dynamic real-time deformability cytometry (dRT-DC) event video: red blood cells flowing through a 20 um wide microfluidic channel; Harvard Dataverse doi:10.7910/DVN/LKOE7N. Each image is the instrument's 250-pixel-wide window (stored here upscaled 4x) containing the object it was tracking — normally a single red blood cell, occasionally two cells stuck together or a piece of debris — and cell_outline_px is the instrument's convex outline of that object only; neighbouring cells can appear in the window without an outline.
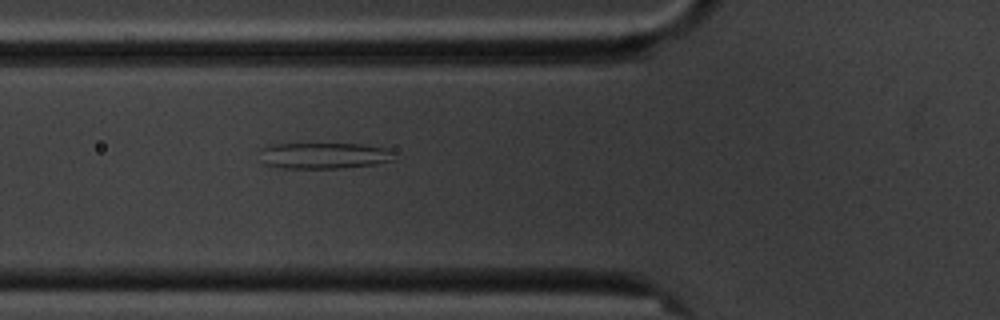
{"species": "common noctule bat (a hibernating species)", "species_latin": "Nyctalus noctula", "temperature_condition": "cold", "stored_images_in_passage": 4, "camera_frame_rate_fps": 3000, "um_per_image_px": 0.085, "animal": {"sex": "male", "body_mass_g": 20.1, "forearm_length_mm": 53.5}, "frame": {"image": 1, "passage_image": 4, "time_ms": 3.667, "image_size_px": [1000, 320], "cell_outline_px": [[396, 160], [376, 164], [340, 168], [284, 168], [264, 164], [260, 160], [264, 148], [272, 144], [360, 144], [384, 148]], "centroid_in_image_um": [27.51, 13.24], "position_along_channel_um": 98.3, "area_um2": 20.11}}